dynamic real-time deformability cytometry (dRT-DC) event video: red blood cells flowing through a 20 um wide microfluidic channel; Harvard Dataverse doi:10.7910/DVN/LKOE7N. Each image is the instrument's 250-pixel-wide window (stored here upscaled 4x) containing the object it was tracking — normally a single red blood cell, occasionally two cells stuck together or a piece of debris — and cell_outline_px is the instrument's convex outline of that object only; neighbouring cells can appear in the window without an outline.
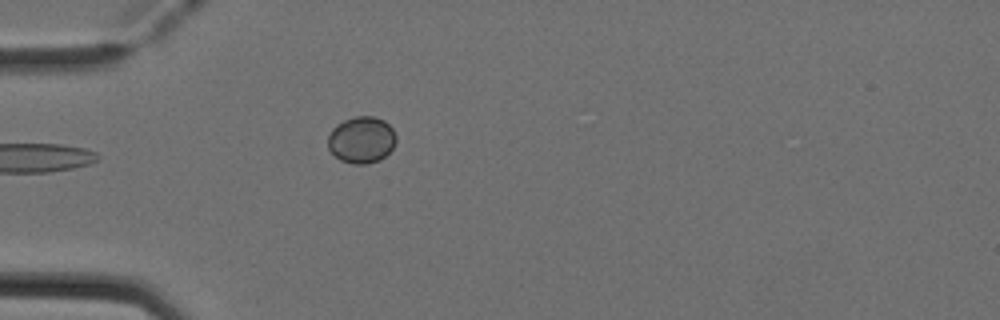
{"species": "Egyptian fruit bat (a non-hibernating species)", "species_latin": "Rousettus aegyptiacus", "temperature_condition": "cold", "stored_images_in_passage": 5, "camera_frame_rate_fps": 3000, "um_per_image_px": 0.085, "animal": {"sex": "female"}, "frame": {"image": 1, "passage_image": 5, "time_ms": 1.333, "image_size_px": [1000, 320], "cell_outline_px": [[396, 140], [392, 148], [380, 160], [368, 164], [352, 164], [340, 160], [328, 148], [328, 136], [332, 128], [336, 124], [344, 120], [356, 116], [372, 116], [384, 120], [392, 128], [396, 136]], "centroid_in_image_um": [30.72, 11.88], "position_along_channel_um": 54.3, "area_um2": 18.55}}